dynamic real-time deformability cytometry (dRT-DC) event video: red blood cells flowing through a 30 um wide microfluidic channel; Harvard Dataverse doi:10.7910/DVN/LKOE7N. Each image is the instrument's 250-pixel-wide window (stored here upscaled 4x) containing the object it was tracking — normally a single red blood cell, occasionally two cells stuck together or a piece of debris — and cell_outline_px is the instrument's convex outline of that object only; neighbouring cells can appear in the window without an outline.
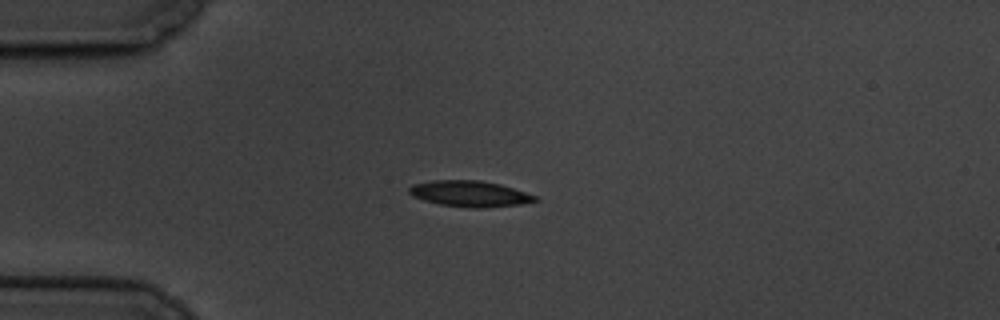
{"species": "common noctule bat (a hibernating species)", "species_latin": "Nyctalus noctula", "temperature_condition": "cold", "stored_images_in_passage": 3, "camera_frame_rate_fps": 3000, "um_per_image_px": 0.085, "animal": {"sex": "male", "body_mass_g": 19.5, "forearm_length_mm": 54.6}, "frame": {"image": 1, "passage_image": 1, "time_ms": 0.0, "image_size_px": [1000, 320], "cell_outline_px": [[540, 200], [520, 204], [484, 208], [476, 208], [440, 204], [424, 200], [412, 196], [408, 192], [408, 188], [412, 184], [432, 180], [480, 180], [500, 184], [536, 196]], "centroid_in_image_um": [39.9, 16.46], "position_along_channel_um": 45.1, "area_um2": 18.96}}
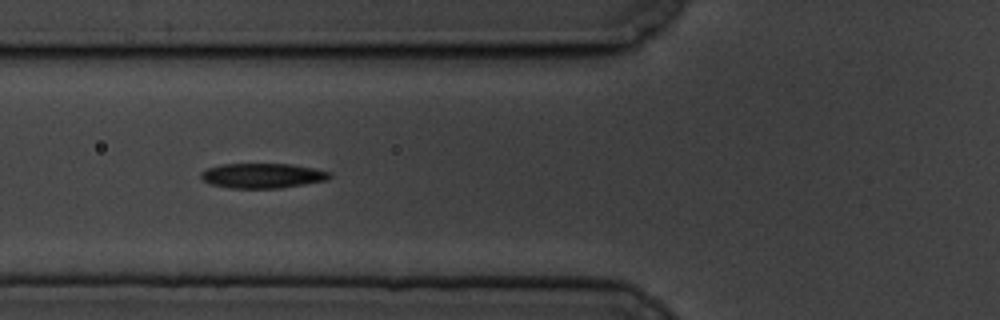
{"frame": {"image": 2, "passage_image": 3, "time_ms": 2.333, "image_size_px": [1000, 320], "cell_outline_px": [[332, 176], [328, 180], [280, 188], [228, 188], [212, 184], [204, 180], [200, 176], [200, 172], [208, 168], [224, 164], [292, 164], [332, 172]], "centroid_in_image_um": [22.34, 14.93], "position_along_channel_um": 103.5, "area_um2": 18.61}}